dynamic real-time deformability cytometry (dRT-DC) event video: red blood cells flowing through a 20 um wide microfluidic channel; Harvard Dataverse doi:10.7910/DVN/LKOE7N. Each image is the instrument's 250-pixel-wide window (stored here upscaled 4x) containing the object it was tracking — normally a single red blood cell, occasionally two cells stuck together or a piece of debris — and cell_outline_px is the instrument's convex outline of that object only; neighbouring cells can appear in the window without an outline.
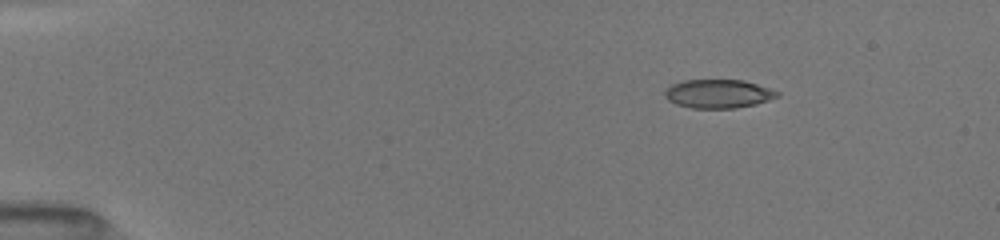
{"species": "common noctule bat (a hibernating species)", "species_latin": "Nyctalus noctula", "temperature_condition": "room temperature", "stored_images_in_passage": 21, "camera_frame_rate_fps": 3000, "um_per_image_px": 0.085, "animal": {"sex": "female", "body_mass_g": 19.5, "forearm_length_mm": 54.1}, "frame": {"image": 1, "passage_image": 1, "time_ms": 0.0, "image_size_px": [1000, 240], "cell_outline_px": [[780, 96], [756, 104], [736, 108], [692, 108], [676, 104], [668, 100], [664, 96], [664, 92], [672, 84], [684, 80], [744, 80], [780, 92]], "centroid_in_image_um": [61.05, 7.97], "position_along_channel_um": 23.9, "area_um2": 18.73}}
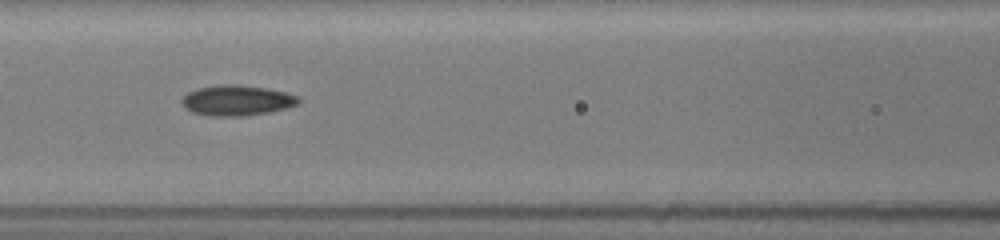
{"frame": {"image": 2, "passage_image": 8, "time_ms": 5.333, "image_size_px": [1000, 240], "cell_outline_px": [[300, 100], [296, 104], [288, 108], [268, 112], [244, 116], [208, 116], [192, 112], [184, 108], [180, 104], [180, 100], [188, 92], [196, 88], [220, 84], [240, 84], [268, 88], [300, 96]], "centroid_in_image_um": [20.1, 8.53], "position_along_channel_um": 146.5, "area_um2": 21.04}}
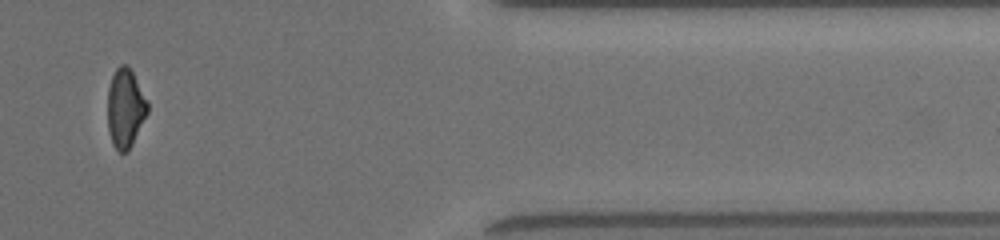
{"frame": {"image": 3, "passage_image": 19, "time_ms": 12.333, "image_size_px": [1000, 240], "cell_outline_px": [[148, 112], [128, 152], [120, 152], [112, 144], [108, 128], [108, 88], [112, 76], [116, 68], [120, 64], [128, 64], [148, 100]], "centroid_in_image_um": [10.66, 9.17], "position_along_channel_um": 400.7, "area_um2": 18.44}, "authors_computed_cell_mechanics": {"area_um2": 19.4208, "velocity_mm_per_s": 4.0443, "shape_relaxation_time_tau1_ms": 5.9798, "shape_relaxation_time_tau2_ms": 1.699, "deformation_change_tau1": 0.1531, "deformation_change_tau2": 0.06}}